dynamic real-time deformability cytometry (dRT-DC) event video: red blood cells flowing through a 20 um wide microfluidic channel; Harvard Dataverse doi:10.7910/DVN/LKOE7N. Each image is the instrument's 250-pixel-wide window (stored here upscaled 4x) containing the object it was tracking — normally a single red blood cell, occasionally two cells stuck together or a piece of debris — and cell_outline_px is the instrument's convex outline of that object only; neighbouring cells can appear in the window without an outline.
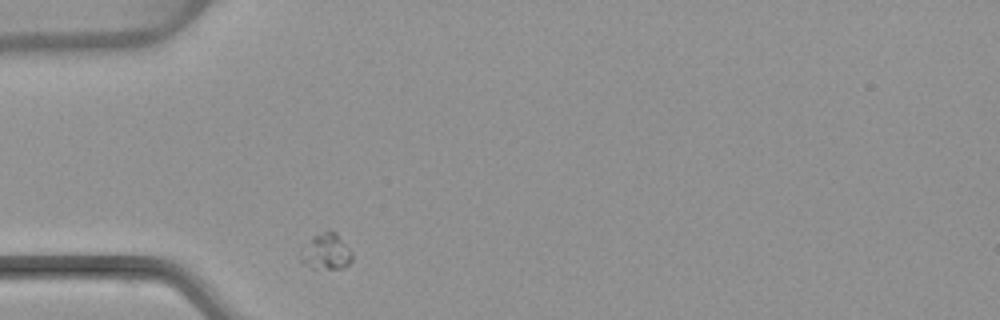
{"species": "common noctule bat (a hibernating species)", "species_latin": "Nyctalus noctula", "temperature_condition": "warm", "stored_images_in_passage": 29, "camera_frame_rate_fps": 3000, "um_per_image_px": 0.085, "animal": {"sex": "female", "body_mass_g": 22.7, "forearm_length_mm": 54.2}, "frame": {"image": 1, "passage_image": 1, "time_ms": 0.0, "image_size_px": [1000, 320], "cell_outline_px": [[352, 260], [348, 264], [340, 268], [312, 268], [300, 260], [312, 236], [324, 232], [336, 232], [352, 252]], "centroid_in_image_um": [27.78, 21.4], "position_along_channel_um": 57.2, "area_um2": 10.17}}
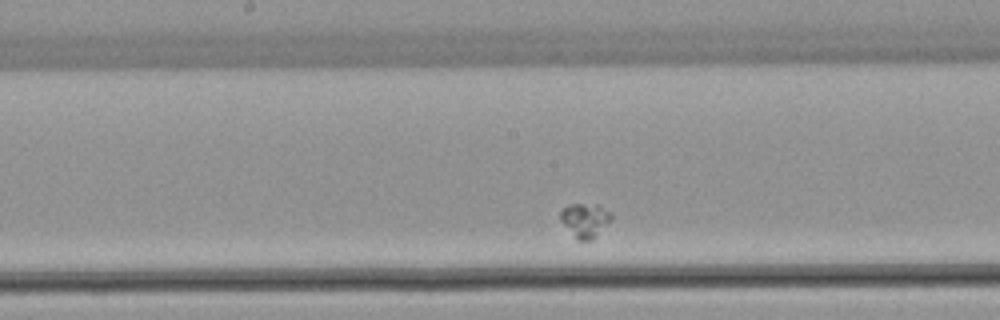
{"frame": {"image": 2, "passage_image": 14, "time_ms": 4.333, "image_size_px": [1000, 320], "cell_outline_px": [[612, 216], [596, 236], [592, 240], [576, 240], [560, 220], [560, 208], [568, 204], [596, 204], [612, 212]], "centroid_in_image_um": [49.68, 18.69], "position_along_channel_um": 198.5, "area_um2": 10.12}}
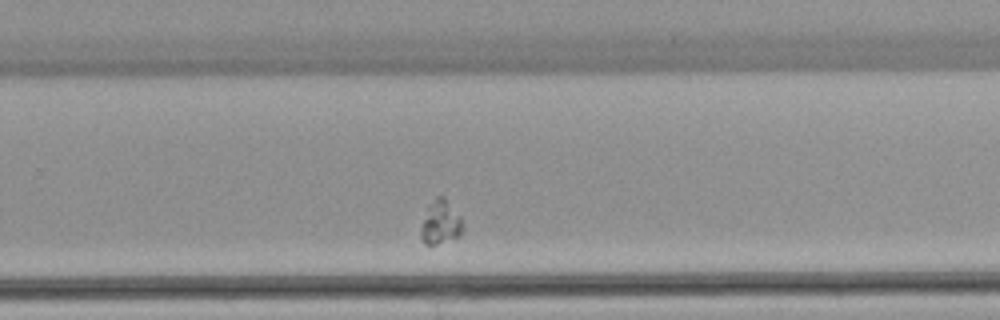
{"frame": {"image": 3, "passage_image": 22, "time_ms": 7.0, "image_size_px": [1000, 320], "cell_outline_px": [[464, 228], [456, 236], [436, 244], [424, 244], [420, 236], [420, 228], [428, 204], [436, 196], [444, 196], [460, 216], [464, 224]], "centroid_in_image_um": [37.42, 18.87], "position_along_channel_um": 292.4, "area_um2": 10.64}}